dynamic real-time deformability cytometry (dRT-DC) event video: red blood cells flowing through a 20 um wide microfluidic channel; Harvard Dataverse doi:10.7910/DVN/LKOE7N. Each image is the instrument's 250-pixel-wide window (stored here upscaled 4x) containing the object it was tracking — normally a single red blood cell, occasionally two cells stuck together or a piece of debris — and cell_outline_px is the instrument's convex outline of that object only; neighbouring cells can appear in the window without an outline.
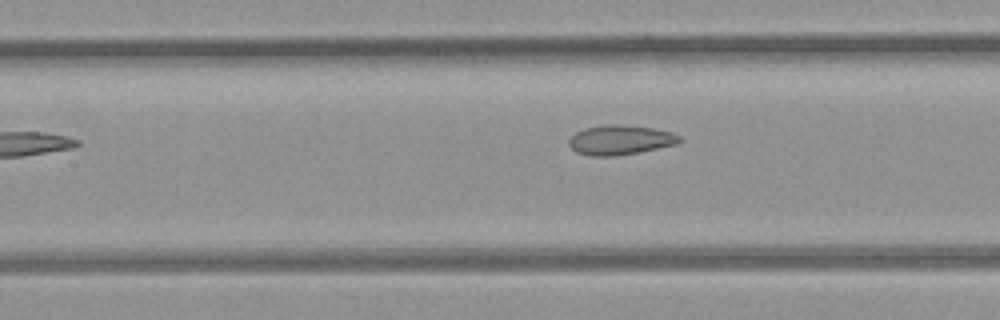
{"species": "common noctule bat (a hibernating species)", "species_latin": "Nyctalus noctula", "temperature_condition": "room temperature", "stored_images_in_passage": 8, "camera_frame_rate_fps": 3000, "um_per_image_px": 0.085, "animal": {"sex": "female", "body_mass_g": 21.9}, "frame": {"image": 1, "passage_image": 7, "time_ms": 7.0, "image_size_px": [1000, 320], "cell_outline_px": [[684, 140], [680, 144], [640, 152], [616, 156], [592, 156], [576, 152], [568, 144], [568, 140], [576, 132], [584, 128], [604, 124], [616, 124], [652, 128], [672, 132], [680, 136]], "centroid_in_image_um": [52.76, 11.9], "position_along_channel_um": 154.6, "area_um2": 19.36}}
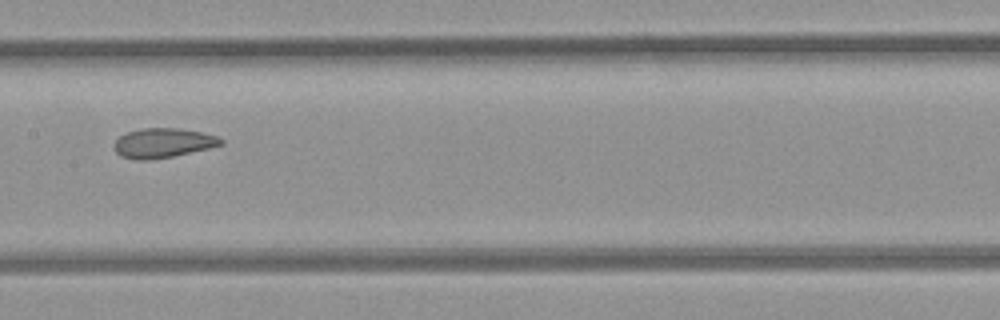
{"frame": {"image": 2, "passage_image": 8, "time_ms": 8.0, "image_size_px": [1000, 320], "cell_outline_px": [[224, 144], [208, 148], [172, 156], [148, 160], [140, 160], [120, 156], [112, 148], [112, 144], [120, 136], [128, 132], [140, 128], [176, 128], [200, 132], [216, 136], [224, 140]], "centroid_in_image_um": [13.81, 12.15], "position_along_channel_um": 193.6, "area_um2": 18.26}}